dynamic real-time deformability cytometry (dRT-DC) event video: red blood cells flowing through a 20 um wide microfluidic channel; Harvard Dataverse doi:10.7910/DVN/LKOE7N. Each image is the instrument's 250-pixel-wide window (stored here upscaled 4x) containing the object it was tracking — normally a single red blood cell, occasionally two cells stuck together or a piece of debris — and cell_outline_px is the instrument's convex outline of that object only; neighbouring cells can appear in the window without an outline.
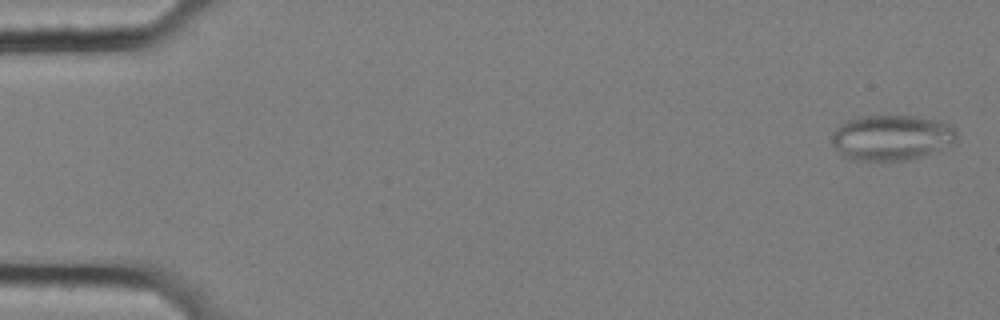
{"species": "common noctule bat (a hibernating species)", "species_latin": "Nyctalus noctula", "temperature_condition": "cold", "stored_images_in_passage": 58, "camera_frame_rate_fps": 3000, "um_per_image_px": 0.085, "animal": {"sex": "female", "body_mass_g": 25.1}, "frame": {"image": 1, "passage_image": 2, "time_ms": 0.333, "image_size_px": [1000, 320], "cell_outline_px": [[956, 140], [920, 156], [908, 160], [852, 160], [840, 156], [832, 144], [832, 132], [844, 120], [860, 116], [912, 116], [940, 120], [952, 124], [956, 128]], "centroid_in_image_um": [75.71, 11.67], "position_along_channel_um": 9.3, "area_um2": 33.06}}
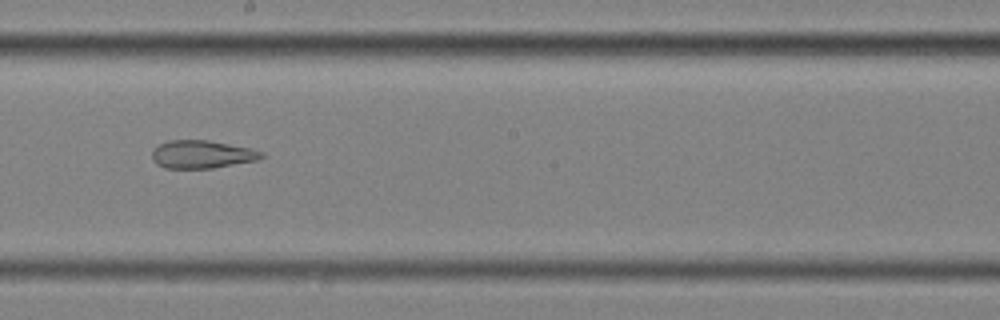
{"frame": {"image": 2, "passage_image": 33, "time_ms": 10.667, "image_size_px": [1000, 320], "cell_outline_px": [[264, 156], [256, 160], [212, 168], [164, 168], [156, 164], [152, 160], [152, 148], [168, 140], [208, 140], [252, 148], [264, 152]], "centroid_in_image_um": [17.13, 13.11], "position_along_channel_um": 231.1, "area_um2": 17.92}}
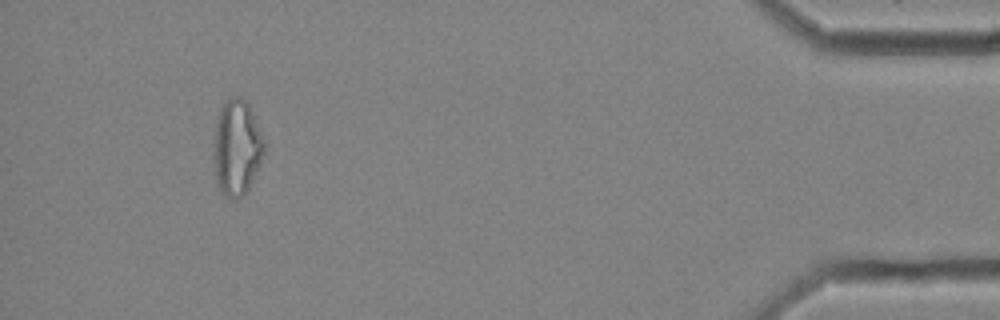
{"frame": {"image": 3, "passage_image": 54, "time_ms": 17.667, "image_size_px": [1000, 320], "cell_outline_px": [[264, 152], [248, 188], [236, 200], [224, 196], [220, 192], [216, 184], [216, 120], [220, 108], [232, 96], [240, 96], [248, 104], [252, 112], [264, 140]], "centroid_in_image_um": [20.14, 12.54], "position_along_channel_um": 415.1, "area_um2": 27.17}, "authors_computed_cell_mechanics": {"area_um2": 25.0274, "velocity_mm_per_s": 3.5217, "shape_relaxation_time_tau1_ms": null, "shape_relaxation_time_tau2_ms": 2.0794, "deformation_change_tau1": null, "deformation_change_tau2": 0.1058}}